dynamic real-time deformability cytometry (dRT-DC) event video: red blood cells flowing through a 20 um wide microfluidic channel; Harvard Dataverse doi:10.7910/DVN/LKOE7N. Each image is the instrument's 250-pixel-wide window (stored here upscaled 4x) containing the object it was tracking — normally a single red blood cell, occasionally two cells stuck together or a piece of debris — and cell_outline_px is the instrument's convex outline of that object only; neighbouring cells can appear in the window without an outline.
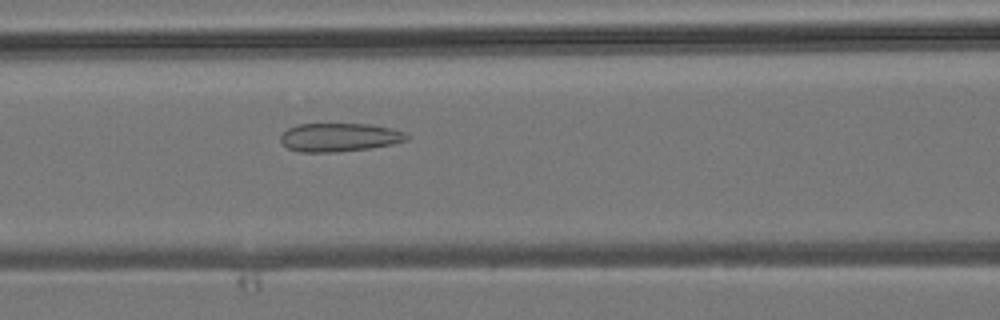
{"species": "common noctule bat (a hibernating species)", "species_latin": "Nyctalus noctula", "temperature_condition": "room temperature", "stored_images_in_passage": 6, "camera_frame_rate_fps": 3000, "um_per_image_px": 0.085, "animal": {"sex": "male", "body_mass_g": 19.2, "forearm_length_mm": 51.8}, "frame": {"image": 1, "passage_image": 6, "time_ms": 6.0, "image_size_px": [1000, 320], "cell_outline_px": [[408, 140], [392, 144], [368, 148], [336, 152], [300, 152], [288, 148], [280, 140], [280, 136], [288, 128], [300, 124], [372, 124], [392, 128], [404, 132], [408, 136]], "centroid_in_image_um": [28.85, 11.67], "position_along_channel_um": 137.7, "area_um2": 20.87}}